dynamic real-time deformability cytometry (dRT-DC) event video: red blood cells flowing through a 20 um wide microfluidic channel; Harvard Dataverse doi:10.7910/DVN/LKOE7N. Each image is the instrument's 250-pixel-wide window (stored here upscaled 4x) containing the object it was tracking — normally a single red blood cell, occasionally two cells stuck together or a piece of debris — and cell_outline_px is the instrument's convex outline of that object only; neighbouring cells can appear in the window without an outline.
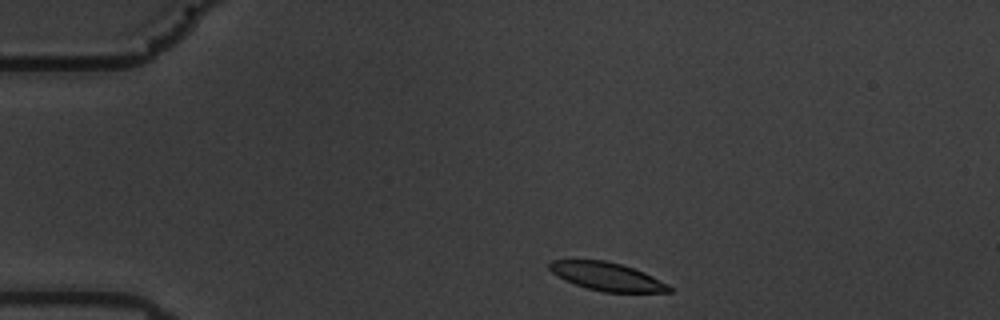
{"species": "common noctule bat (a hibernating species)", "species_latin": "Nyctalus noctula", "temperature_condition": "warm", "stored_images_in_passage": 49, "camera_frame_rate_fps": 3000, "um_per_image_px": 0.085, "animal": {"sex": "male", "body_mass_g": 19.5, "forearm_length_mm": 54.6}, "frame": {"image": 1, "passage_image": 2, "time_ms": 0.333, "image_size_px": [1000, 320], "cell_outline_px": [[672, 292], [604, 292], [588, 288], [564, 280], [556, 276], [548, 268], [548, 264], [552, 260], [604, 260], [620, 264], [644, 272], [668, 284], [672, 288]], "centroid_in_image_um": [51.58, 23.5], "position_along_channel_um": 33.4, "area_um2": 19.54}}
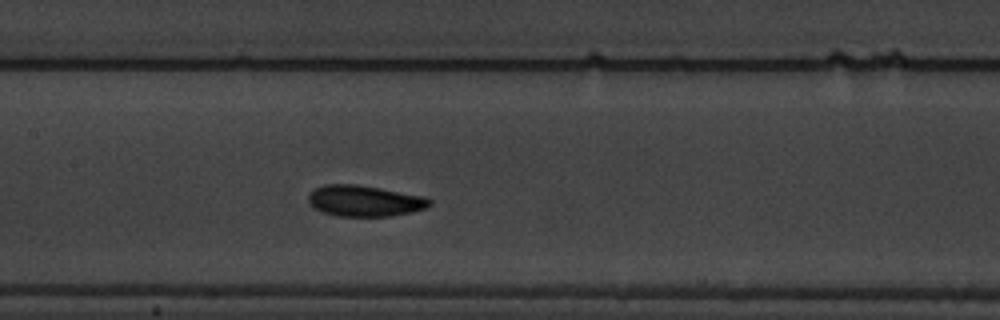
{"frame": {"image": 2, "passage_image": 19, "time_ms": 6.0, "image_size_px": [1000, 320], "cell_outline_px": [[432, 204], [424, 208], [392, 216], [336, 216], [312, 208], [308, 204], [308, 192], [312, 188], [324, 184], [356, 184], [428, 196], [432, 200]], "centroid_in_image_um": [30.95, 17.06], "position_along_channel_um": 176.5, "area_um2": 22.31}}
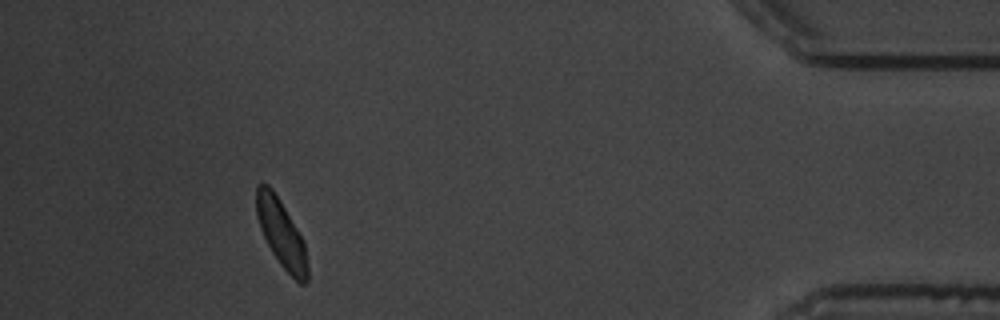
{"frame": {"image": 3, "passage_image": 44, "time_ms": 14.333, "image_size_px": [1000, 320], "cell_outline_px": [[308, 280], [304, 284], [300, 284], [280, 264], [272, 252], [260, 228], [256, 216], [256, 184], [268, 184], [272, 188], [280, 200], [304, 240], [308, 268]], "centroid_in_image_um": [23.91, 19.83], "position_along_channel_um": 411.3, "area_um2": 20.06}, "authors_computed_cell_mechanics": {"area_um2": 21.2126, "velocity_mm_per_s": 3.4638, "shape_relaxation_time_tau1_ms": 2.5651, "shape_relaxation_time_tau2_ms": 6.182, "deformation_change_tau1": 0.1328, "deformation_change_tau2": 0.1218}}